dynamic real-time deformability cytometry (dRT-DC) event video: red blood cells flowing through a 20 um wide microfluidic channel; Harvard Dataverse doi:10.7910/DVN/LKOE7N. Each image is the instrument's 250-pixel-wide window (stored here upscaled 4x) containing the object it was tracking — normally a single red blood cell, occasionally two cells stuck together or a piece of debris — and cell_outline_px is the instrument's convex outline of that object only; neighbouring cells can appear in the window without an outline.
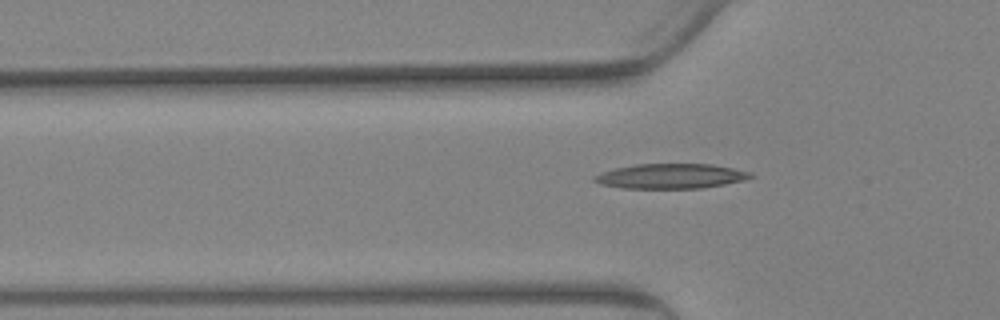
{"species": "Egyptian fruit bat (a non-hibernating species)", "species_latin": "Rousettus aegyptiacus", "temperature_condition": "warm", "stored_images_in_passage": 84, "camera_frame_rate_fps": 3000, "um_per_image_px": 0.085, "animal": {"sex": "female"}, "frame": {"image": 1, "passage_image": 28, "time_ms": 9.0, "image_size_px": [1000, 320], "cell_outline_px": [[756, 176], [744, 180], [724, 184], [700, 188], [624, 188], [600, 184], [592, 180], [592, 176], [616, 168], [636, 164], [712, 164], [752, 172]], "centroid_in_image_um": [57.04, 14.97], "position_along_channel_um": 68.8, "area_um2": 22.54}}
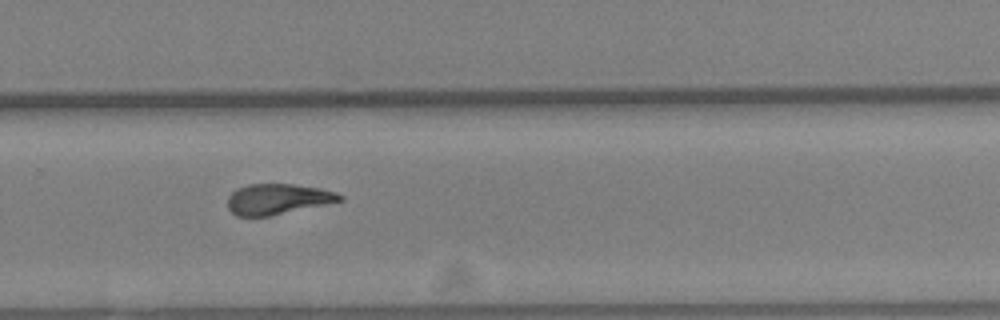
{"frame": {"image": 2, "passage_image": 57, "time_ms": 18.667, "image_size_px": [1000, 320], "cell_outline_px": [[344, 200], [268, 216], [236, 216], [228, 208], [228, 196], [236, 188], [248, 184], [292, 184], [320, 188], [336, 192], [344, 196]], "centroid_in_image_um": [23.59, 16.91], "position_along_channel_um": 306.2, "area_um2": 19.88}}
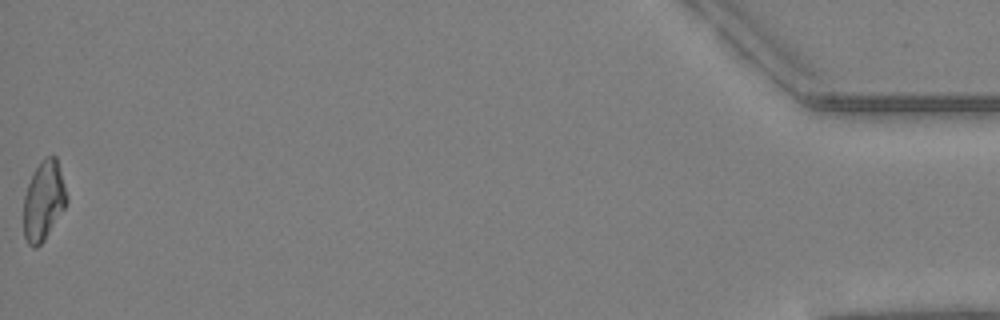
{"frame": {"image": 3, "passage_image": 84, "time_ms": 27.667, "image_size_px": [1000, 320], "cell_outline_px": [[68, 200], [64, 208], [44, 240], [36, 248], [32, 248], [28, 244], [24, 236], [24, 196], [28, 184], [40, 160], [44, 156], [56, 156], [68, 196]], "centroid_in_image_um": [3.71, 17.06], "position_along_channel_um": 431.5, "area_um2": 19.83}, "authors_computed_cell_mechanics": {"area_um2": 21.0392, "velocity_mm_per_s": 2.4668, "shape_relaxation_time_tau1_ms": null, "shape_relaxation_time_tau2_ms": 3.6482, "deformation_change_tau1": null, "deformation_change_tau2": 0.0932}}